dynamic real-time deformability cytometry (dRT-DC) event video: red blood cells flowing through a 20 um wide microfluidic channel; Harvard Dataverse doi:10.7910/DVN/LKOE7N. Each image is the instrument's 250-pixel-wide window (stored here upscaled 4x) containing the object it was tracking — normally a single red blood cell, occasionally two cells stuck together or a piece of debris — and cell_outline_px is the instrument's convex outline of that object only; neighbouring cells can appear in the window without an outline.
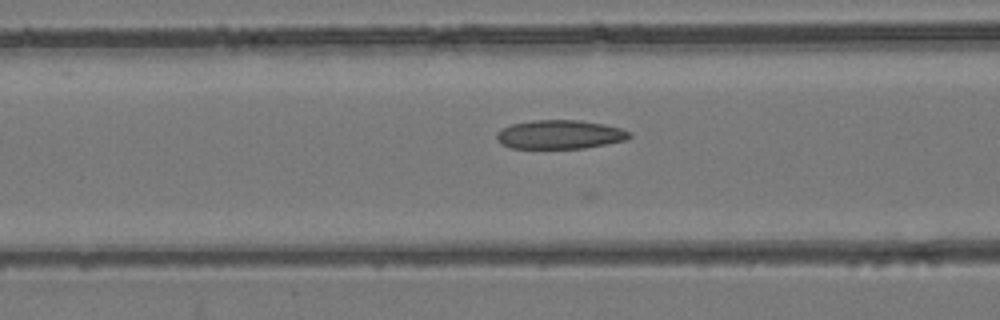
{"species": "common noctule bat (a hibernating species)", "species_latin": "Nyctalus noctula", "temperature_condition": "room temperature", "stored_images_in_passage": 35, "camera_frame_rate_fps": 3000, "um_per_image_px": 0.085, "animal": {"sex": "female", "body_mass_g": 24.6, "forearm_length_mm": 56.2}, "frame": {"image": 1, "passage_image": 14, "time_ms": 4.333, "image_size_px": [1000, 320], "cell_outline_px": [[632, 136], [628, 140], [584, 148], [508, 148], [500, 144], [496, 140], [496, 132], [500, 128], [512, 124], [532, 120], [576, 120], [604, 124], [620, 128], [632, 132]], "centroid_in_image_um": [47.56, 11.44], "position_along_channel_um": 119.0, "area_um2": 22.6}}
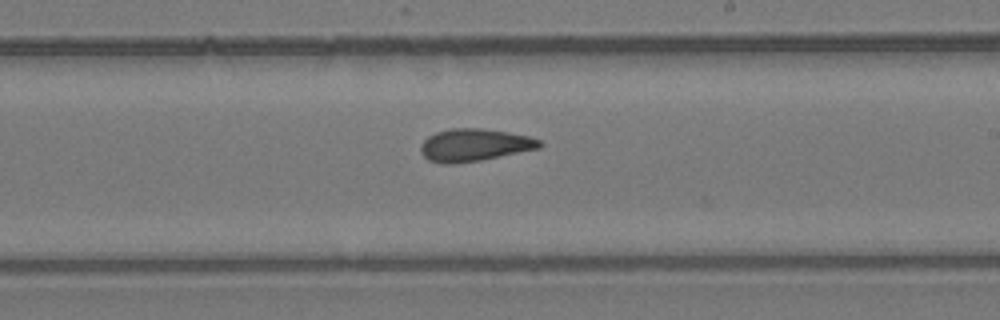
{"frame": {"image": 2, "passage_image": 23, "time_ms": 7.333, "image_size_px": [1000, 320], "cell_outline_px": [[544, 144], [540, 148], [480, 160], [452, 164], [440, 164], [428, 160], [420, 152], [420, 144], [428, 136], [436, 132], [452, 128], [480, 128], [508, 132], [528, 136], [540, 140]], "centroid_in_image_um": [40.29, 12.33], "position_along_channel_um": 248.7, "area_um2": 22.54}}
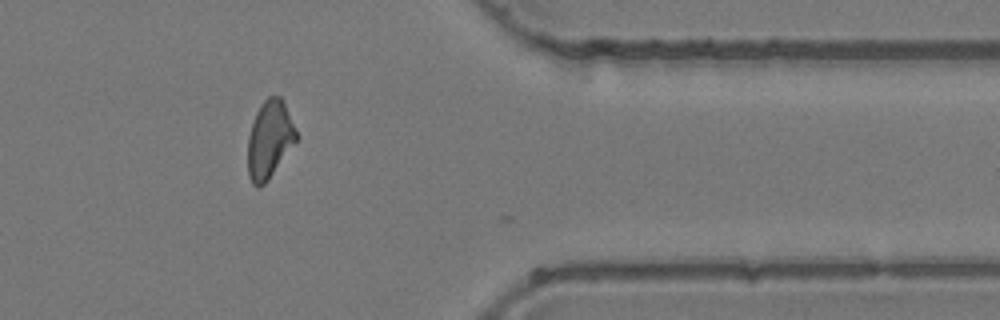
{"frame": {"image": 3, "passage_image": 34, "time_ms": 11.0, "image_size_px": [1000, 320], "cell_outline_px": [[300, 136], [268, 180], [260, 188], [256, 188], [252, 184], [248, 176], [248, 136], [256, 112], [264, 100], [268, 96], [280, 96], [284, 100]], "centroid_in_image_um": [22.93, 11.85], "position_along_channel_um": 388.5, "area_um2": 22.25}}